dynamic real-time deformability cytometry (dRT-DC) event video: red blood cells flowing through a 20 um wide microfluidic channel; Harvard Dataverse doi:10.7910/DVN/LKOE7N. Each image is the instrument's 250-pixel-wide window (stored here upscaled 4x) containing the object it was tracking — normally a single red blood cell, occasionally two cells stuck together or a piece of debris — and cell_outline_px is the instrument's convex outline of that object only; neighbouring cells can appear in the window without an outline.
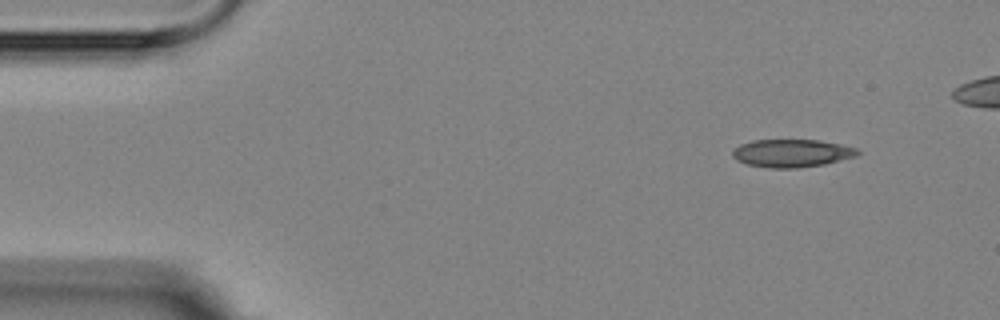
{"species": "Egyptian fruit bat (a non-hibernating species)", "species_latin": "Rousettus aegyptiacus", "temperature_condition": "room temperature", "stored_images_in_passage": 5, "camera_frame_rate_fps": 3000, "um_per_image_px": 0.085, "animal": {"sex": "female"}, "frame": {"image": 1, "passage_image": 1, "time_ms": 0.0, "image_size_px": [1000, 320], "cell_outline_px": [[860, 152], [856, 156], [824, 164], [796, 168], [768, 168], [748, 164], [736, 160], [732, 156], [732, 148], [740, 144], [752, 140], [820, 140], [840, 144], [856, 148]], "centroid_in_image_um": [67.26, 13.01], "position_along_channel_um": 17.7, "area_um2": 20.35}}
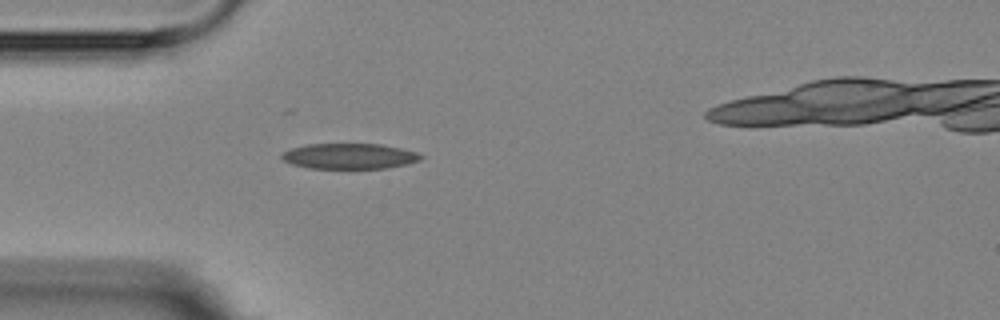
{"frame": {"image": 2, "passage_image": 4, "time_ms": 3.333, "image_size_px": [1000, 320], "cell_outline_px": [[424, 156], [420, 160], [408, 164], [384, 168], [308, 168], [292, 164], [284, 160], [280, 156], [284, 152], [292, 148], [308, 144], [380, 144], [400, 148], [416, 152]], "centroid_in_image_um": [29.71, 13.27], "position_along_channel_um": 55.3, "area_um2": 20.52}}